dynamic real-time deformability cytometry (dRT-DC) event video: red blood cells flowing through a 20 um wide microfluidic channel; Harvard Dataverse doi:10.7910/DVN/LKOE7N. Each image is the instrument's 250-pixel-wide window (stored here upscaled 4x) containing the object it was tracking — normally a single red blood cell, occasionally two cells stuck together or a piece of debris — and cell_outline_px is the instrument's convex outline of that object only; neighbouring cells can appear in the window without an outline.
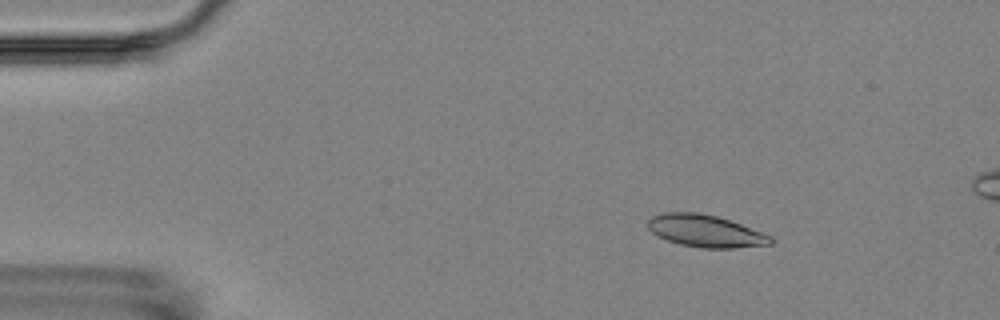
{"species": "Egyptian fruit bat (a non-hibernating species)", "species_latin": "Rousettus aegyptiacus", "temperature_condition": "room temperature", "stored_images_in_passage": 5, "camera_frame_rate_fps": 3000, "um_per_image_px": 0.085, "animal": {"sex": "female"}, "frame": {"image": 1, "passage_image": 2, "time_ms": 2.0, "image_size_px": [1000, 320], "cell_outline_px": [[776, 240], [772, 244], [736, 248], [700, 248], [680, 244], [668, 240], [652, 232], [648, 228], [648, 220], [652, 216], [664, 212], [700, 212], [716, 216], [740, 224], [772, 236]], "centroid_in_image_um": [59.99, 19.64], "position_along_channel_um": 25.0, "area_um2": 23.0}}